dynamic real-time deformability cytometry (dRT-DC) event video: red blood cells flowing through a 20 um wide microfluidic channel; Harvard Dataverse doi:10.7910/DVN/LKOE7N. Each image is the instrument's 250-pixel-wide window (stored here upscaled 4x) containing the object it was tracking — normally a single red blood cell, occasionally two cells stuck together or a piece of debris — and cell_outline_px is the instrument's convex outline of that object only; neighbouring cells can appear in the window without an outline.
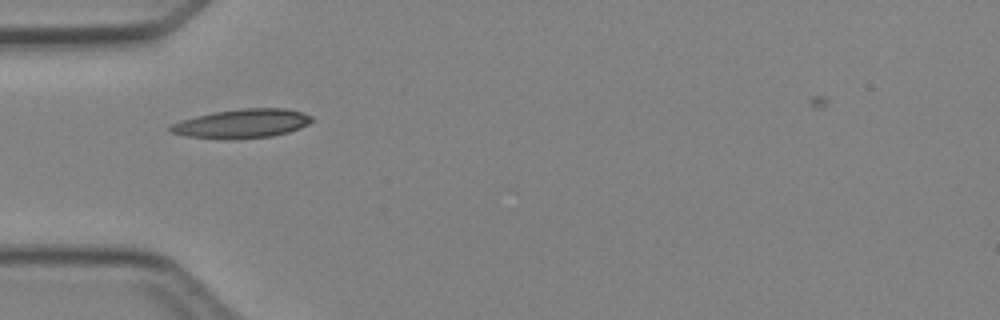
{"species": "Egyptian fruit bat (a non-hibernating species)", "species_latin": "Rousettus aegyptiacus", "temperature_condition": "cold", "stored_images_in_passage": 2, "camera_frame_rate_fps": 3000, "um_per_image_px": 0.085, "animal": {"sex": "female"}, "frame": {"image": 1, "passage_image": 2, "time_ms": 1.0, "image_size_px": [1000, 320], "cell_outline_px": [[312, 120], [308, 124], [300, 128], [288, 132], [272, 136], [188, 136], [168, 132], [168, 128], [172, 124], [180, 120], [212, 112], [240, 108], [284, 108], [300, 112], [312, 116]], "centroid_in_image_um": [20.59, 10.44], "position_along_channel_um": 64.4, "area_um2": 22.77}}